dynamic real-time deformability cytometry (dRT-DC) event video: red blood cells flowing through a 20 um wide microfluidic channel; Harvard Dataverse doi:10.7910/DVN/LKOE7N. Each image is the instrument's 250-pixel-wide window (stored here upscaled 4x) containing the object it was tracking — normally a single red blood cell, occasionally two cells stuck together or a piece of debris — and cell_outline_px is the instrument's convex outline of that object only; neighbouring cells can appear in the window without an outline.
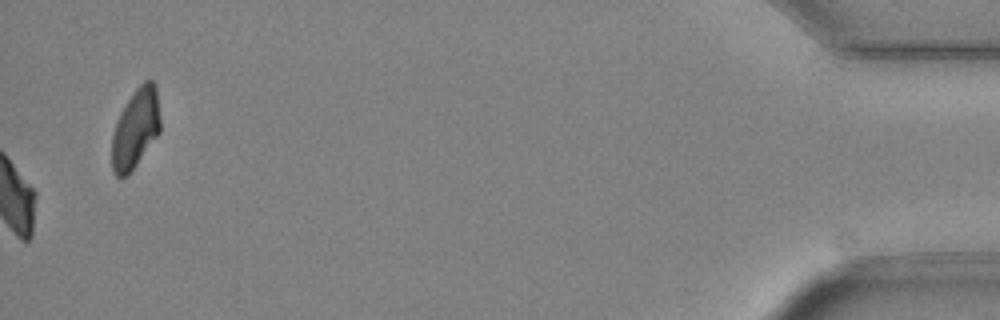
{"species": "Egyptian fruit bat (a non-hibernating species)", "species_latin": "Rousettus aegyptiacus", "temperature_condition": "cold", "stored_images_in_passage": 42, "camera_frame_rate_fps": 3000, "um_per_image_px": 0.085, "animal": {"sex": "female"}, "frame": {"image": 1, "passage_image": 42, "time_ms": 13.667, "image_size_px": [1000, 320], "cell_outline_px": [[160, 132], [128, 176], [120, 180], [112, 172], [112, 136], [120, 112], [132, 92], [144, 80], [152, 80], [156, 88], [160, 120]], "centroid_in_image_um": [11.51, 10.96], "position_along_channel_um": 423.7, "area_um2": 22.54}}